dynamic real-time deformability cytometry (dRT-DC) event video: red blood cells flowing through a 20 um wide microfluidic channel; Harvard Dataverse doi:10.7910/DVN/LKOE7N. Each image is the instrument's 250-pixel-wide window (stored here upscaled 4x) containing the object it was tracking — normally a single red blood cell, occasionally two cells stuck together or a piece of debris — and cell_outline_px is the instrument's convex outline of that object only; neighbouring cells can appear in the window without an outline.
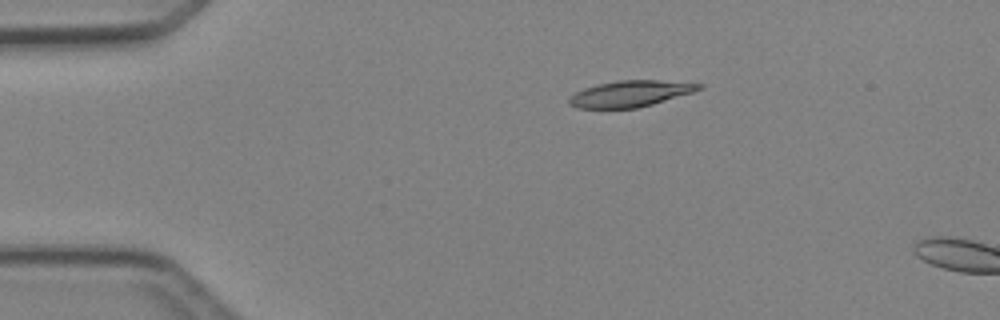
{"species": "Egyptian fruit bat (a non-hibernating species)", "species_latin": "Rousettus aegyptiacus", "temperature_condition": "cold", "stored_images_in_passage": 4, "camera_frame_rate_fps": 3000, "um_per_image_px": 0.085, "animal": {"sex": "female"}, "frame": {"image": 1, "passage_image": 3, "time_ms": 2.333, "image_size_px": [1000, 320], "cell_outline_px": [[704, 88], [692, 92], [652, 104], [636, 108], [576, 108], [568, 104], [568, 100], [576, 92], [584, 88], [596, 84], [620, 80], [660, 80], [704, 84]], "centroid_in_image_um": [53.57, 7.96], "position_along_channel_um": 31.4, "area_um2": 19.71}}